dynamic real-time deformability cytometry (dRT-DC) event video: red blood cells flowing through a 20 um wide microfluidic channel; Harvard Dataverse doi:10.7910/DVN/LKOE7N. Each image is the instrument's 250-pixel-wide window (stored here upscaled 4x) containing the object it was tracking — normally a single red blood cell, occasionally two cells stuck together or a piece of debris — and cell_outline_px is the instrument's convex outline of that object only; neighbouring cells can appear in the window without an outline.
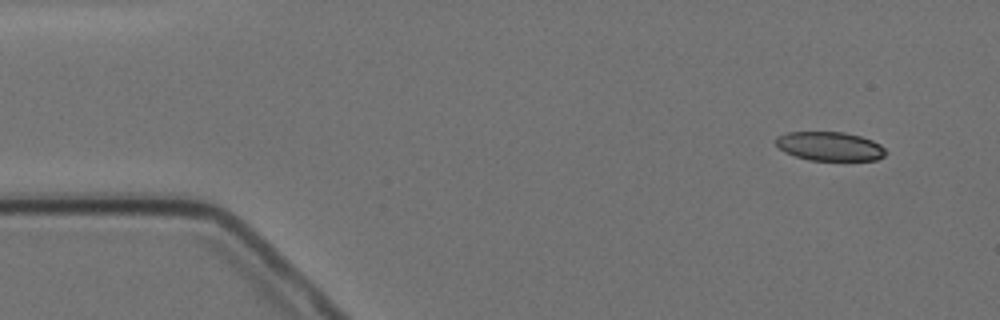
{"species": "Egyptian fruit bat (a non-hibernating species)", "species_latin": "Rousettus aegyptiacus", "temperature_condition": "cold", "stored_images_in_passage": 14, "camera_frame_rate_fps": 3000, "um_per_image_px": 0.085, "animal": {"sex": "female"}, "frame": {"image": 1, "passage_image": 1, "time_ms": 0.0, "image_size_px": [1000, 320], "cell_outline_px": [[884, 156], [876, 160], [808, 160], [784, 152], [772, 140], [776, 136], [788, 132], [844, 132], [860, 136], [872, 140], [880, 144], [884, 148]], "centroid_in_image_um": [70.48, 12.43], "position_along_channel_um": 14.5, "area_um2": 18.55}}
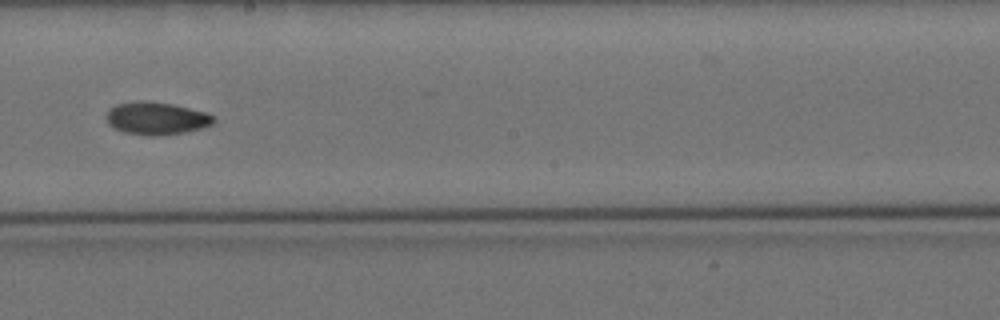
{"frame": {"image": 2, "passage_image": 8, "time_ms": 9.0, "image_size_px": [1000, 320], "cell_outline_px": [[216, 120], [212, 124], [200, 128], [184, 132], [156, 136], [152, 136], [124, 132], [112, 128], [108, 124], [104, 116], [108, 108], [116, 104], [132, 100], [144, 100], [172, 104], [208, 112], [216, 116]], "centroid_in_image_um": [13.25, 10.04], "position_along_channel_um": 234.9, "area_um2": 20.87}}
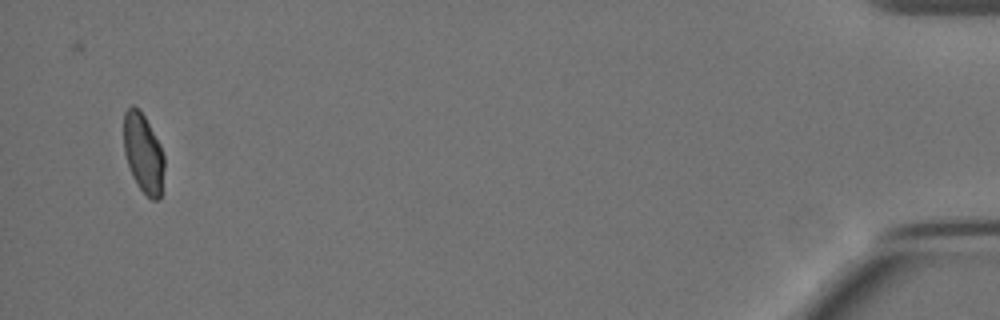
{"frame": {"image": 3, "passage_image": 14, "time_ms": 17.0, "image_size_px": [1000, 320], "cell_outline_px": [[164, 168], [160, 200], [152, 200], [140, 188], [132, 176], [124, 152], [124, 112], [132, 104], [140, 108], [160, 144], [164, 156]], "centroid_in_image_um": [12.18, 13.0], "position_along_channel_um": 423.0, "area_um2": 18.79}, "authors_computed_cell_mechanics": {"area_um2": 19.9988, "velocity_mm_per_s": 3.4719, "shape_relaxation_time_tau1_ms": 5.2563, "shape_relaxation_time_tau2_ms": null, "deformation_change_tau1": 0.097, "deformation_change_tau2": null}}